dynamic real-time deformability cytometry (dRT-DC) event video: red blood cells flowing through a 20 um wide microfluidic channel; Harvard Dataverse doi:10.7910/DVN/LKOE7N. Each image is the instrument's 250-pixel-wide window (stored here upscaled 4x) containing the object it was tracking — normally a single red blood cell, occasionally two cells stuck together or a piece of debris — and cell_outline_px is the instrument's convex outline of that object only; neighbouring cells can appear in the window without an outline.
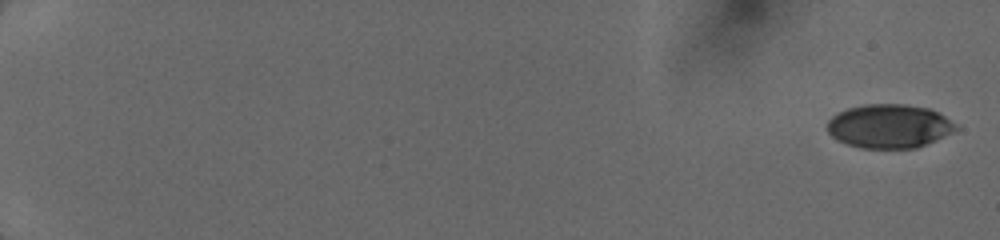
{"species": "human", "species_latin": "Homo sapiens", "temperature_condition": "cold", "stored_images_in_passage": 15, "camera_frame_rate_fps": 3000, "um_per_image_px": 0.085, "donor": {"sex": "female"}, "frame": {"image": 1, "passage_image": 1, "time_ms": 0.0, "image_size_px": [1000, 240], "cell_outline_px": [[960, 128], [952, 132], [916, 148], [860, 148], [836, 140], [828, 132], [828, 120], [832, 116], [848, 108], [864, 104], [904, 104], [928, 108], [944, 116], [956, 124]], "centroid_in_image_um": [75.56, 10.72], "position_along_channel_um": 9.4, "area_um2": 32.6}}